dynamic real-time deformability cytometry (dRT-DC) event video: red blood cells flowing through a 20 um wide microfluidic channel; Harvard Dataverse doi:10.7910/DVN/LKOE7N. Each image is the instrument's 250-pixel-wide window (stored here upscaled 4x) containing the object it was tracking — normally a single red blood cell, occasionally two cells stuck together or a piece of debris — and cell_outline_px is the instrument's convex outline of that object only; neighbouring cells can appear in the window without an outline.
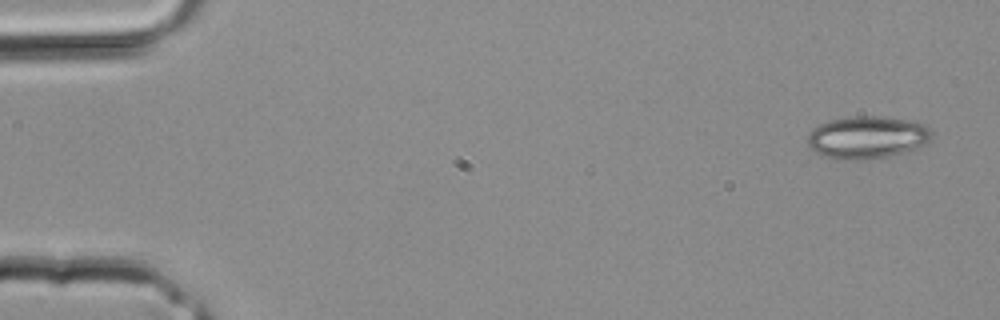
{"species": "common noctule bat (a hibernating species)", "species_latin": "Nyctalus noctula", "temperature_condition": "room temperature", "stored_images_in_passage": 4, "camera_frame_rate_fps": 3000, "um_per_image_px": 0.085, "animal": {"sex": "male", "body_mass_g": 20.4}, "frame": {"image": 1, "passage_image": 1, "time_ms": 0.0, "image_size_px": [1000, 320], "cell_outline_px": [[932, 136], [920, 148], [888, 156], [868, 160], [836, 160], [820, 156], [808, 144], [808, 132], [820, 124], [832, 120], [848, 116], [876, 116], [908, 120], [928, 124], [932, 128]], "centroid_in_image_um": [73.73, 11.69], "position_along_channel_um": 11.3, "area_um2": 31.21}}